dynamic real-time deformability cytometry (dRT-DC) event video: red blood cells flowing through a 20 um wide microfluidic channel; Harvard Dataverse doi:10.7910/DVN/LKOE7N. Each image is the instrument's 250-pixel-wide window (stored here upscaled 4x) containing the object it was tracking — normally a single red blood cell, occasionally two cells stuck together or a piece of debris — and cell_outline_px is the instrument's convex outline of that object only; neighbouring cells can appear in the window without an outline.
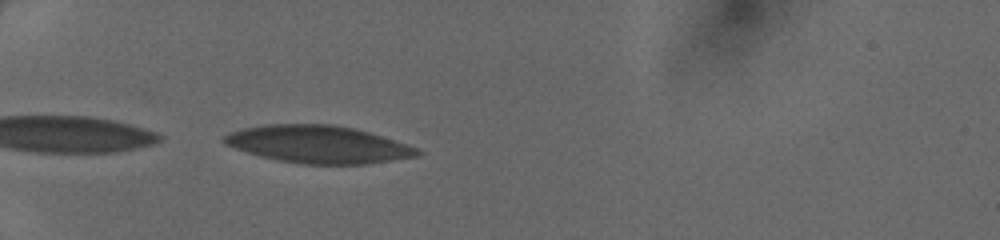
{"species": "human", "species_latin": "Homo sapiens", "temperature_condition": "cold", "stored_images_in_passage": 30, "camera_frame_rate_fps": 3000, "um_per_image_px": 0.085, "donor": {"sex": "female"}, "frame": {"image": 1, "passage_image": 1, "time_ms": 0.0, "image_size_px": [1000, 240], "cell_outline_px": [[420, 152], [416, 156], [392, 160], [364, 164], [304, 164], [280, 160], [260, 156], [224, 144], [220, 140], [224, 136], [232, 132], [244, 128], [264, 124], [332, 124], [356, 128], [408, 144], [416, 148]], "centroid_in_image_um": [27.03, 12.26], "position_along_channel_um": 58.0, "area_um2": 41.91}}
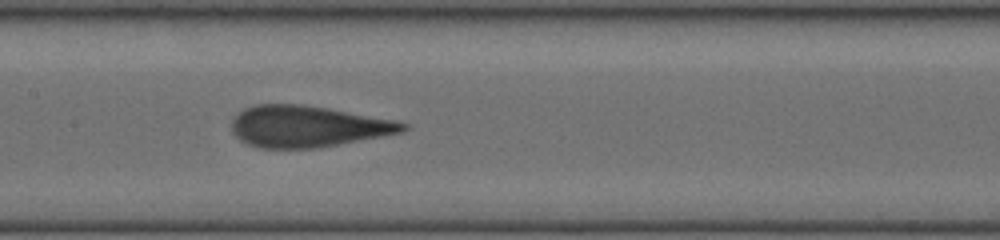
{"frame": {"image": 2, "passage_image": 11, "time_ms": 3.333, "image_size_px": [1000, 240], "cell_outline_px": [[408, 128], [404, 132], [336, 144], [312, 148], [260, 148], [248, 144], [240, 140], [232, 132], [232, 120], [236, 112], [244, 108], [256, 104], [304, 104], [396, 120], [408, 124]], "centroid_in_image_um": [26.11, 10.73], "position_along_channel_um": 181.3, "area_um2": 41.21}}
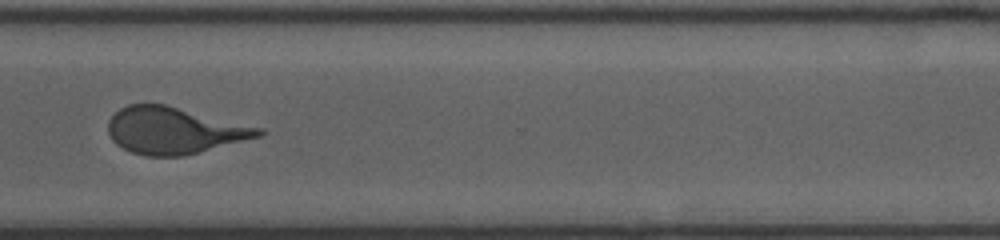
{"frame": {"image": 3, "passage_image": 23, "time_ms": 7.333, "image_size_px": [1000, 240], "cell_outline_px": [[264, 132], [260, 136], [184, 156], [144, 156], [132, 152], [116, 144], [112, 140], [108, 132], [108, 120], [120, 108], [128, 104], [164, 104], [264, 128]], "centroid_in_image_um": [14.78, 11.09], "position_along_channel_um": 355.8, "area_um2": 40.75}}